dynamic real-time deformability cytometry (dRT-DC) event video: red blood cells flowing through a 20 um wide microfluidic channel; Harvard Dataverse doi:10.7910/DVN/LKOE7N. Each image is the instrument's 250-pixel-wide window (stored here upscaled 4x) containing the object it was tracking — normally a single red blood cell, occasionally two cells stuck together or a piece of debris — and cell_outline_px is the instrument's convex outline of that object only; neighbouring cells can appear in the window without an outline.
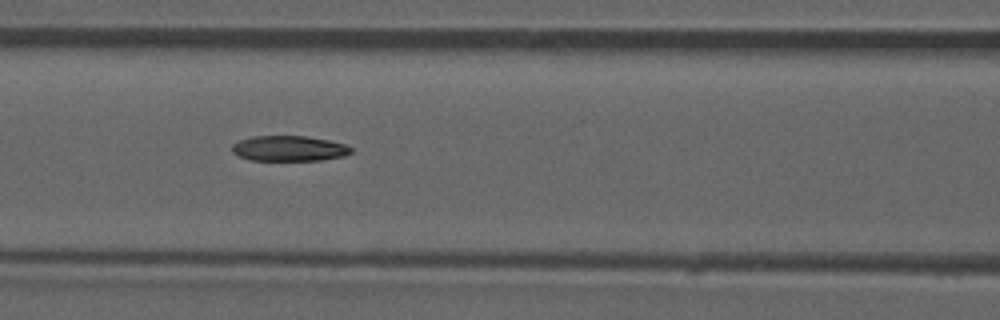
{"species": "common noctule bat (a hibernating species)", "species_latin": "Nyctalus noctula", "temperature_condition": "room temperature", "stored_images_in_passage": 53, "camera_frame_rate_fps": 3000, "um_per_image_px": 0.085, "animal": {"sex": "male", "forearm_length_mm": 52.5}, "frame": {"image": 1, "passage_image": 23, "time_ms": 7.333, "image_size_px": [1000, 320], "cell_outline_px": [[352, 152], [344, 156], [320, 160], [252, 160], [240, 156], [232, 152], [232, 144], [240, 140], [252, 136], [308, 136], [328, 140], [344, 144], [352, 148]], "centroid_in_image_um": [24.57, 12.61], "position_along_channel_um": 142.0, "area_um2": 17.51}}